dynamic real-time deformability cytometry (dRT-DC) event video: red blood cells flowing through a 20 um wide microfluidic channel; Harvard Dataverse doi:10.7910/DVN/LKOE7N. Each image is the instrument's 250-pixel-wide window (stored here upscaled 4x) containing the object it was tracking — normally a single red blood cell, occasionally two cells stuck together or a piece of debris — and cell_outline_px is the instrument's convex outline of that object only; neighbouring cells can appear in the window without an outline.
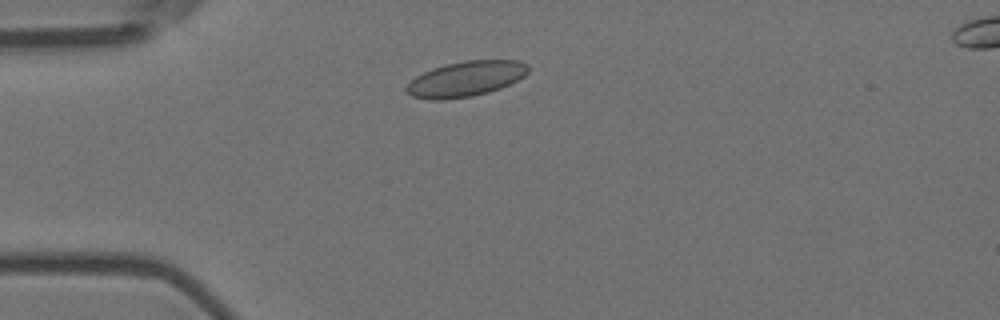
{"species": "Egyptian fruit bat (a non-hibernating species)", "species_latin": "Rousettus aegyptiacus", "temperature_condition": "room temperature", "stored_images_in_passage": 13, "camera_frame_rate_fps": 3000, "um_per_image_px": 0.085, "animal": {"sex": "female"}, "frame": {"image": 1, "passage_image": 2, "time_ms": 0.333, "image_size_px": [1000, 320], "cell_outline_px": [[528, 72], [524, 76], [500, 88], [488, 92], [472, 96], [444, 100], [428, 100], [412, 96], [404, 88], [416, 76], [432, 68], [444, 64], [464, 60], [520, 60], [528, 64]], "centroid_in_image_um": [39.58, 6.7], "position_along_channel_um": 45.4, "area_um2": 25.09}}
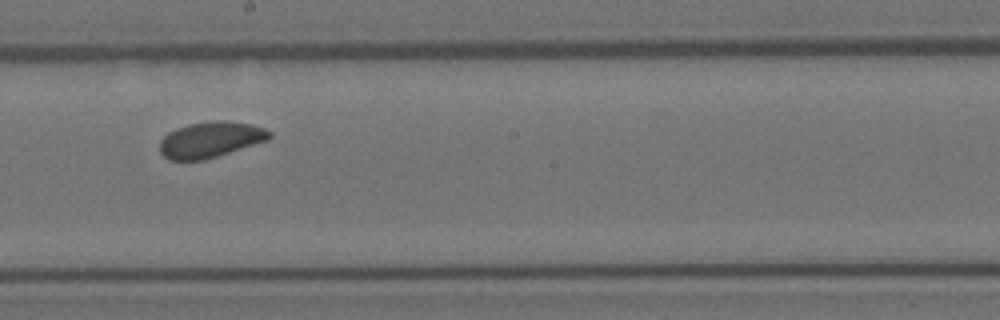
{"frame": {"image": 2, "passage_image": 7, "time_ms": 2.0, "image_size_px": [1000, 320], "cell_outline_px": [[272, 136], [268, 140], [204, 160], [168, 160], [160, 152], [160, 140], [168, 132], [176, 128], [188, 124], [216, 120], [220, 120], [252, 124], [264, 128], [272, 132]], "centroid_in_image_um": [17.88, 11.87], "position_along_channel_um": 230.3, "area_um2": 22.89}}
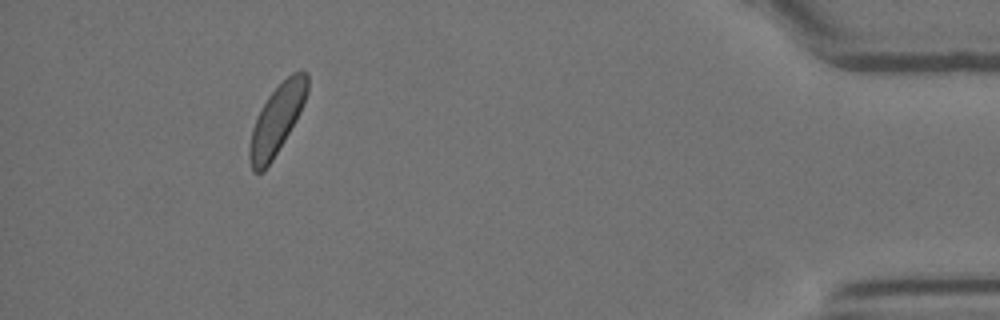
{"frame": {"image": 3, "passage_image": 12, "time_ms": 3.667, "image_size_px": [1000, 320], "cell_outline_px": [[308, 92], [300, 112], [296, 120], [272, 160], [264, 172], [252, 172], [248, 156], [248, 148], [252, 128], [268, 96], [292, 72], [300, 68], [308, 72]], "centroid_in_image_um": [23.54, 10.16], "position_along_channel_um": 411.7, "area_um2": 23.18}}